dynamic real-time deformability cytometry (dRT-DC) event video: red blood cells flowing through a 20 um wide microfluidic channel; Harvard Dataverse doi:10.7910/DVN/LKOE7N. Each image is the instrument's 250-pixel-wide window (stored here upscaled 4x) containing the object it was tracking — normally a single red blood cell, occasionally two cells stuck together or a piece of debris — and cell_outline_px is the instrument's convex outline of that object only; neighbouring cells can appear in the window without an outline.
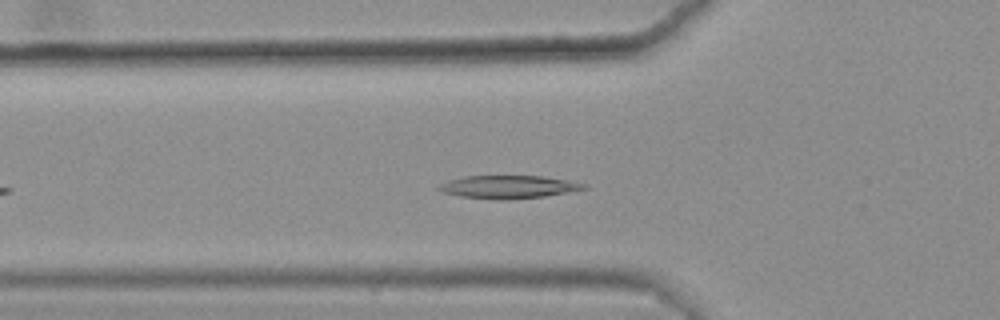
{"species": "common noctule bat (a hibernating species)", "species_latin": "Nyctalus noctula", "temperature_condition": "warm", "stored_images_in_passage": 33, "camera_frame_rate_fps": 3000, "um_per_image_px": 0.085, "animal": {"sex": "female", "body_mass_g": 25.1}, "frame": {"image": 1, "passage_image": 9, "time_ms": 2.667, "image_size_px": [1000, 320], "cell_outline_px": [[588, 188], [568, 192], [544, 196], [508, 200], [500, 200], [460, 196], [444, 192], [436, 188], [440, 184], [448, 180], [464, 176], [544, 176], [588, 184]], "centroid_in_image_um": [43.23, 15.88], "position_along_channel_um": 82.6, "area_um2": 19.36}}
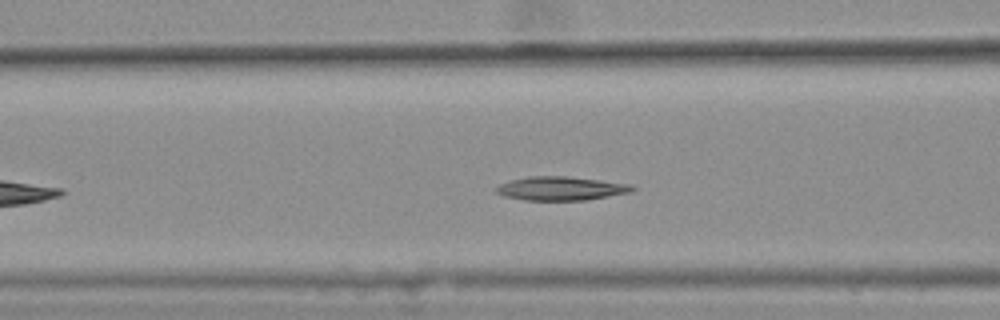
{"frame": {"image": 2, "passage_image": 12, "time_ms": 3.667, "image_size_px": [1000, 320], "cell_outline_px": [[636, 188], [632, 192], [584, 200], [524, 200], [504, 196], [496, 192], [496, 188], [500, 184], [512, 180], [528, 176], [568, 176], [632, 184]], "centroid_in_image_um": [47.7, 16.01], "position_along_channel_um": 118.9, "area_um2": 18.79}}
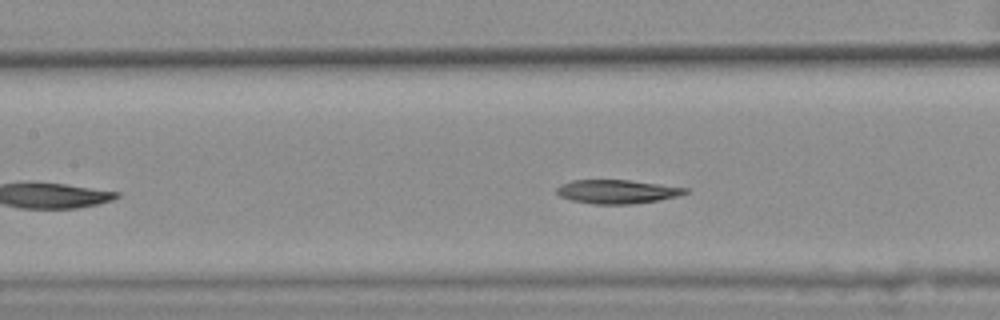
{"frame": {"image": 3, "passage_image": 15, "time_ms": 4.667, "image_size_px": [1000, 320], "cell_outline_px": [[688, 192], [680, 196], [660, 200], [632, 204], [592, 204], [572, 200], [560, 196], [556, 192], [556, 188], [560, 184], [572, 180], [628, 180], [688, 188]], "centroid_in_image_um": [52.45, 16.29], "position_along_channel_um": 154.9, "area_um2": 17.86}, "authors_computed_cell_mechanics": {"area_um2": 18.785, "velocity_mm_per_s": 3.615, "shape_relaxation_time_tau1_ms": null, "shape_relaxation_time_tau2_ms": 10.2298, "deformation_change_tau1": null, "deformation_change_tau2": 0.1391}}